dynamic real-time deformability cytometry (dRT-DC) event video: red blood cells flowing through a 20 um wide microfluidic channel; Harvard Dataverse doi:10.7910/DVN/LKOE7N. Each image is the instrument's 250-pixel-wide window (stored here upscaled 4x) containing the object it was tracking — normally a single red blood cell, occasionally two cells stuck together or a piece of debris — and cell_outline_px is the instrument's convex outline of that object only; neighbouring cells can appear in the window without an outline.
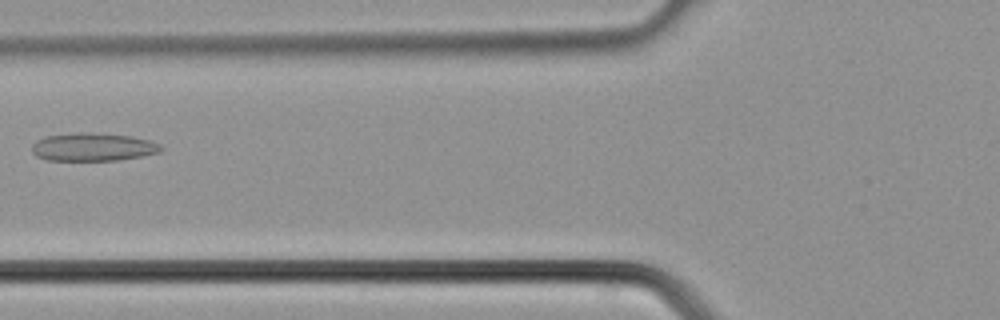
{"species": "common noctule bat (a hibernating species)", "species_latin": "Nyctalus noctula", "temperature_condition": "cold", "stored_images_in_passage": 28, "camera_frame_rate_fps": 3000, "um_per_image_px": 0.085, "animal": {"sex": "male", "body_mass_g": 21.5, "forearm_length_mm": 52.0}, "frame": {"image": 1, "passage_image": 5, "time_ms": 1.333, "image_size_px": [1000, 320], "cell_outline_px": [[164, 148], [160, 152], [140, 156], [116, 160], [48, 160], [36, 156], [32, 152], [32, 144], [36, 140], [44, 136], [76, 132], [92, 132], [132, 136], [152, 140], [160, 144]], "centroid_in_image_um": [7.9, 12.48], "position_along_channel_um": 117.9, "area_um2": 21.33}}
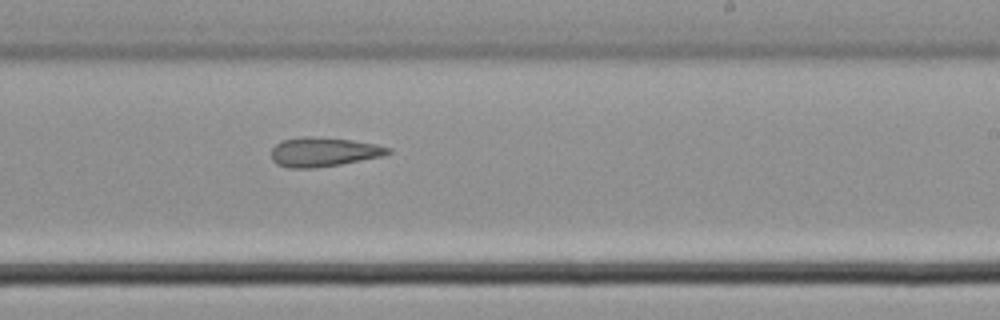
{"frame": {"image": 2, "passage_image": 13, "time_ms": 4.0, "image_size_px": [1000, 320], "cell_outline_px": [[392, 152], [384, 156], [340, 164], [316, 168], [288, 168], [276, 164], [272, 160], [272, 148], [276, 144], [284, 140], [300, 136], [308, 136], [352, 140], [376, 144], [392, 148]], "centroid_in_image_um": [27.51, 12.92], "position_along_channel_um": 261.5, "area_um2": 20.0}}
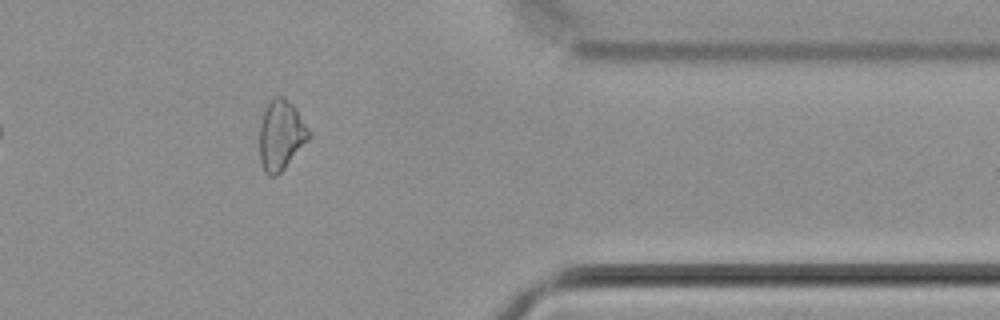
{"frame": {"image": 3, "passage_image": 21, "time_ms": 6.667, "image_size_px": [1000, 320], "cell_outline_px": [[312, 136], [284, 168], [276, 176], [268, 176], [264, 172], [260, 160], [260, 124], [264, 112], [268, 104], [276, 96], [284, 96], [296, 108], [312, 132]], "centroid_in_image_um": [23.91, 11.49], "position_along_channel_um": 387.5, "area_um2": 20.11}}